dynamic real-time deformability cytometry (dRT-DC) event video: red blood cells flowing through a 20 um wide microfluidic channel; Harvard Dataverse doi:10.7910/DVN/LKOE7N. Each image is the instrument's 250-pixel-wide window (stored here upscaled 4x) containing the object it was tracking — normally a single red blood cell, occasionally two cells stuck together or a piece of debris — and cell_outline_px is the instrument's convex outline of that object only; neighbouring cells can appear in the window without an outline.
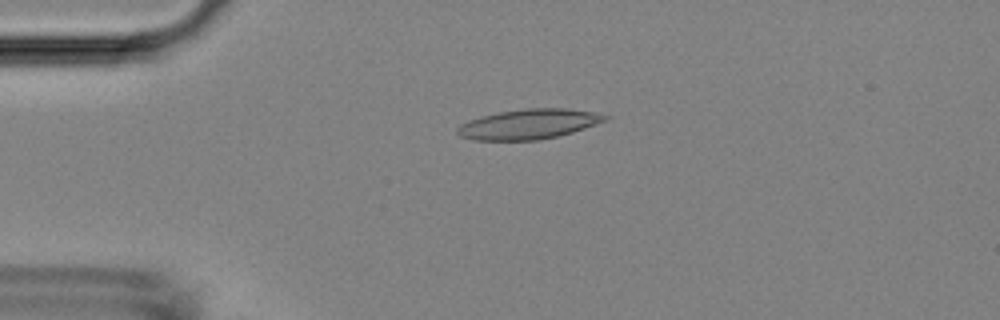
{"species": "Egyptian fruit bat (a non-hibernating species)", "species_latin": "Rousettus aegyptiacus", "temperature_condition": "room temperature", "stored_images_in_passage": 52, "camera_frame_rate_fps": 3000, "um_per_image_px": 0.085, "animal": {"sex": "female"}, "frame": {"image": 1, "passage_image": 12, "time_ms": 3.667, "image_size_px": [1000, 320], "cell_outline_px": [[612, 116], [608, 120], [572, 132], [540, 140], [472, 140], [460, 136], [456, 132], [456, 128], [460, 124], [468, 120], [480, 116], [500, 112], [524, 108], [564, 108], [592, 112]], "centroid_in_image_um": [44.92, 10.55], "position_along_channel_um": 40.1, "area_um2": 25.84}}
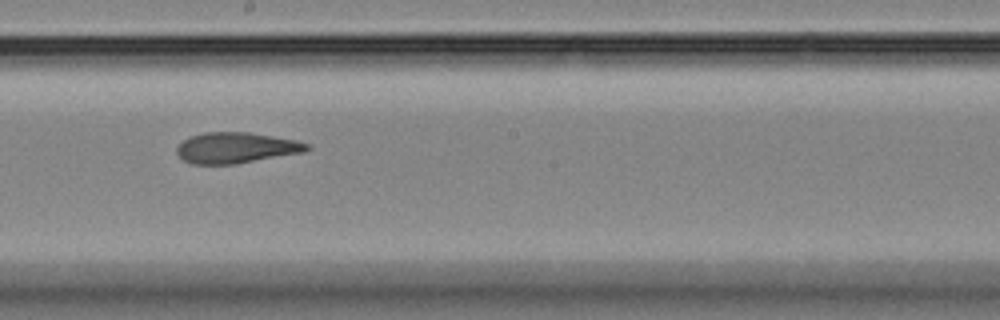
{"frame": {"image": 2, "passage_image": 29, "time_ms": 9.333, "image_size_px": [1000, 320], "cell_outline_px": [[312, 148], [304, 152], [236, 164], [188, 164], [176, 152], [176, 148], [184, 140], [192, 136], [204, 132], [248, 132], [296, 140], [308, 144]], "centroid_in_image_um": [20.07, 12.57], "position_along_channel_um": 228.1, "area_um2": 23.29}}
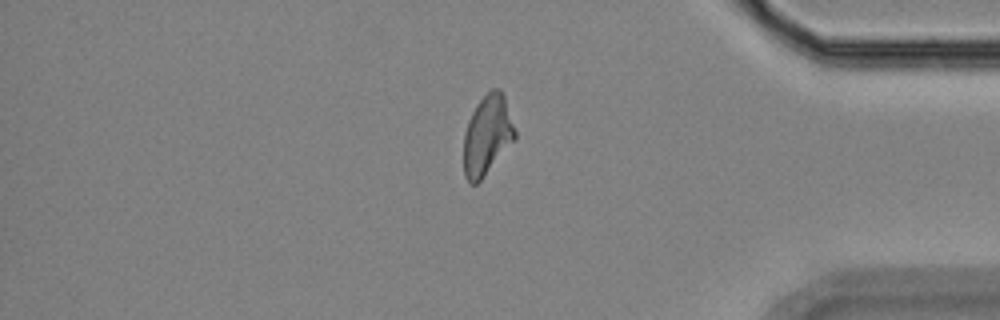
{"frame": {"image": 3, "passage_image": 44, "time_ms": 14.333, "image_size_px": [1000, 320], "cell_outline_px": [[516, 140], [484, 176], [476, 184], [468, 184], [464, 176], [464, 132], [468, 120], [476, 104], [492, 88], [500, 88], [504, 96], [516, 132]], "centroid_in_image_um": [41.41, 11.51], "position_along_channel_um": 393.8, "area_um2": 23.93}, "authors_computed_cell_mechanics": {"area_um2": 24.5361, "velocity_mm_per_s": 3.7889, "shape_relaxation_time_tau1_ms": null, "shape_relaxation_time_tau2_ms": 2.5526, "deformation_change_tau1": null, "deformation_change_tau2": 0.1104}}